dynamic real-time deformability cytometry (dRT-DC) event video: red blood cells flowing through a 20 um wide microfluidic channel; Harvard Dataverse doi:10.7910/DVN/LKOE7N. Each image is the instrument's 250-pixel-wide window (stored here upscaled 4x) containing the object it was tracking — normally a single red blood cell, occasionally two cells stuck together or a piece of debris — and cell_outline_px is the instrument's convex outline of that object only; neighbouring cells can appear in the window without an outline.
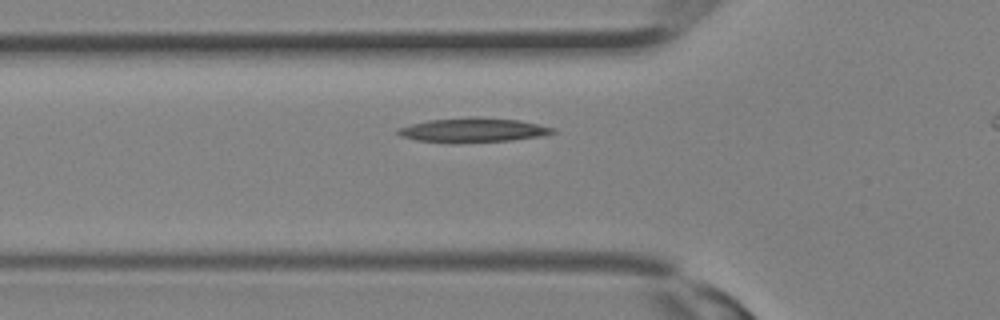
{"species": "Egyptian fruit bat (a non-hibernating species)", "species_latin": "Rousettus aegyptiacus", "temperature_condition": "room temperature", "stored_images_in_passage": 18, "camera_frame_rate_fps": 3000, "um_per_image_px": 0.085, "animal": {"sex": "female"}, "frame": {"image": 1, "passage_image": 6, "time_ms": 1.667, "image_size_px": [1000, 320], "cell_outline_px": [[556, 132], [540, 136], [512, 140], [452, 144], [416, 140], [400, 136], [396, 132], [396, 128], [428, 120], [468, 116], [480, 116], [520, 120], [556, 128]], "centroid_in_image_um": [40.18, 11.06], "position_along_channel_um": 85.6, "area_um2": 22.54}}
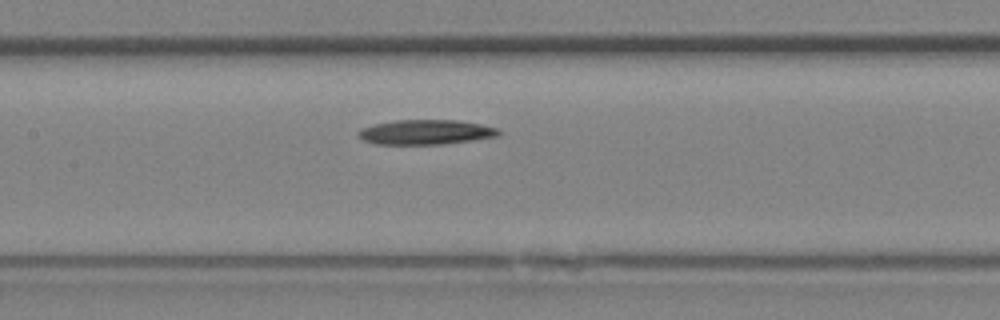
{"frame": {"image": 2, "passage_image": 10, "time_ms": 3.0, "image_size_px": [1000, 320], "cell_outline_px": [[500, 136], [472, 140], [440, 144], [376, 144], [364, 140], [356, 132], [360, 128], [372, 124], [396, 120], [456, 120], [480, 124], [500, 128]], "centroid_in_image_um": [36.19, 11.22], "position_along_channel_um": 171.2, "area_um2": 20.29}}
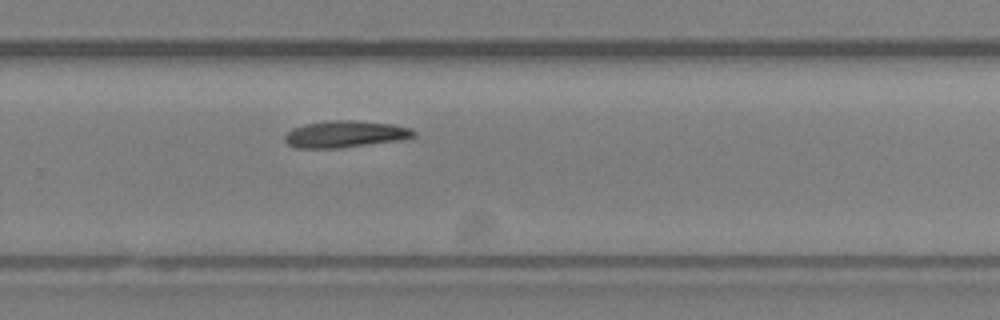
{"frame": {"image": 3, "passage_image": 16, "time_ms": 5.0, "image_size_px": [1000, 320], "cell_outline_px": [[416, 136], [400, 140], [340, 148], [296, 148], [288, 144], [284, 140], [284, 136], [292, 128], [304, 124], [328, 120], [348, 120], [392, 124], [412, 128], [416, 132]], "centroid_in_image_um": [29.33, 11.4], "position_along_channel_um": 300.5, "area_um2": 20.17}}